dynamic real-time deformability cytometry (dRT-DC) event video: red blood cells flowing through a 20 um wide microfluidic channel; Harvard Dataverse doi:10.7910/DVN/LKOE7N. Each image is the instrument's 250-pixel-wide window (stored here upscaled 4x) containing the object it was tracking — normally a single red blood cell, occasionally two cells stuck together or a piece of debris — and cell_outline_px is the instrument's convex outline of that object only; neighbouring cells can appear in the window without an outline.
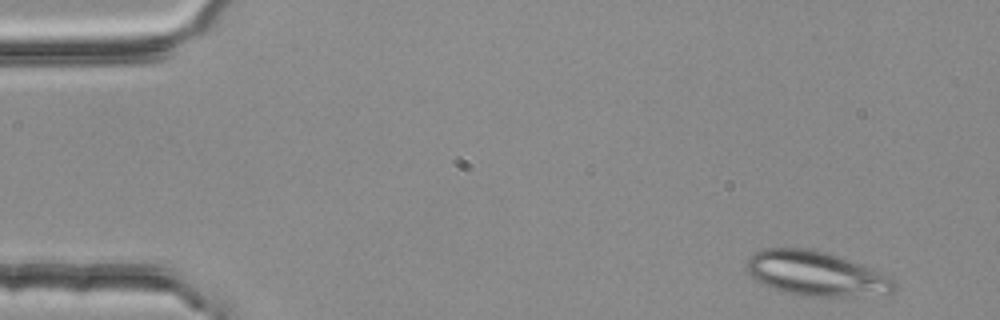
{"species": "common noctule bat (a hibernating species)", "species_latin": "Nyctalus noctula", "temperature_condition": "room temperature", "stored_images_in_passage": 3, "camera_frame_rate_fps": 3000, "um_per_image_px": 0.085, "animal": {"sex": "female", "body_mass_g": 25.1}, "frame": {"image": 1, "passage_image": 1, "time_ms": 0.0, "image_size_px": [1000, 320], "cell_outline_px": [[896, 288], [892, 292], [884, 296], [816, 296], [788, 292], [772, 288], [756, 280], [748, 272], [748, 260], [756, 252], [764, 248], [808, 248], [824, 252], [884, 272], [892, 276], [896, 284]], "centroid_in_image_um": [69.47, 23.27], "position_along_channel_um": 15.5, "area_um2": 38.09}}